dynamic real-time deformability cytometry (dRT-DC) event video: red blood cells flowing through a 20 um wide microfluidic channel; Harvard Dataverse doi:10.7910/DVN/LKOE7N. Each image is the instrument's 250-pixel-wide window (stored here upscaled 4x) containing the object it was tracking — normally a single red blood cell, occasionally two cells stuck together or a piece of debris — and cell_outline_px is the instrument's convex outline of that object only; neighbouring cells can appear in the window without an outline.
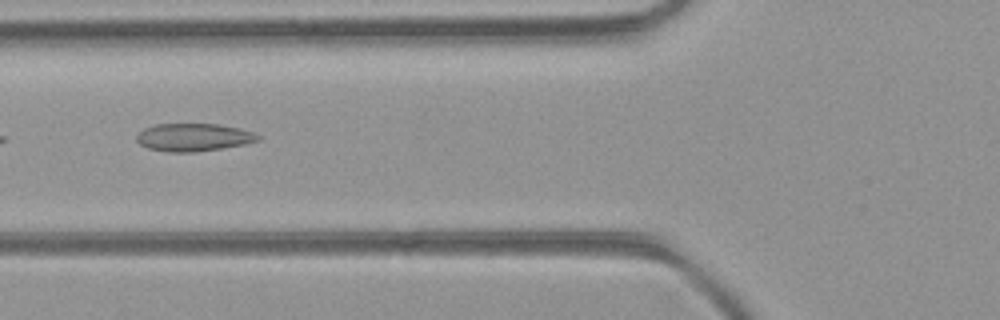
{"species": "common noctule bat (a hibernating species)", "species_latin": "Nyctalus noctula", "temperature_condition": "room temperature", "stored_images_in_passage": 6, "camera_frame_rate_fps": 3000, "um_per_image_px": 0.085, "animal": {"sex": "female", "body_mass_g": 21.9}, "frame": {"image": 1, "passage_image": 4, "time_ms": 1.0, "image_size_px": [1000, 320], "cell_outline_px": [[260, 140], [244, 144], [196, 152], [168, 152], [148, 148], [140, 144], [136, 140], [136, 136], [144, 128], [156, 124], [220, 124], [240, 128], [252, 132], [260, 136]], "centroid_in_image_um": [16.44, 11.67], "position_along_channel_um": 109.4, "area_um2": 19.59}}
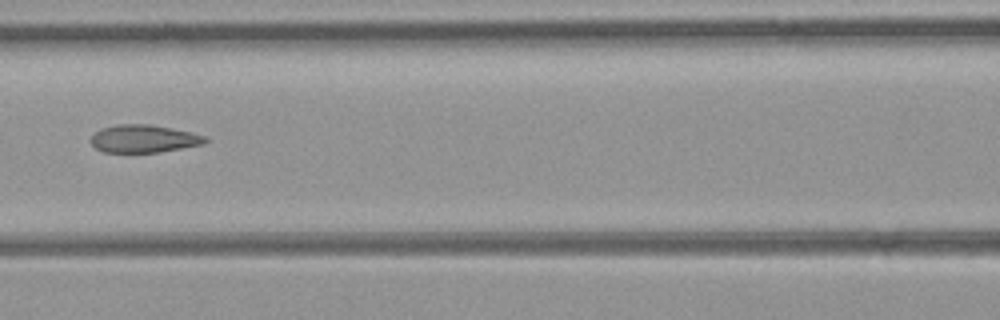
{"frame": {"image": 2, "passage_image": 5, "time_ms": 1.333, "image_size_px": [1000, 320], "cell_outline_px": [[208, 140], [204, 144], [160, 152], [104, 152], [96, 148], [92, 144], [92, 136], [96, 132], [104, 128], [120, 124], [148, 124], [192, 132], [204, 136]], "centroid_in_image_um": [12.25, 11.79], "position_along_channel_um": 154.3, "area_um2": 18.21}}
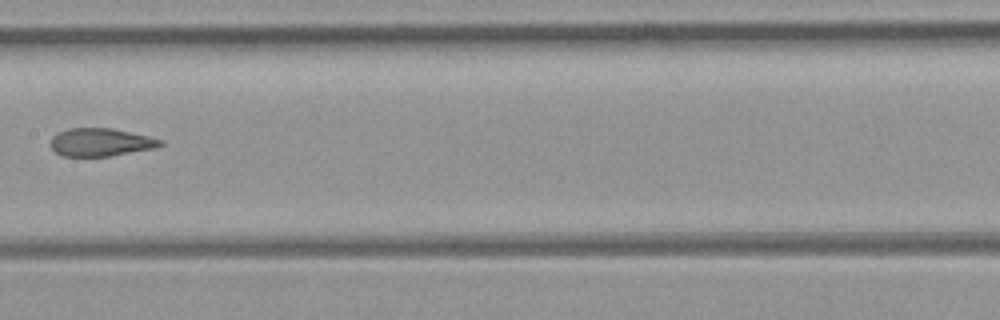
{"frame": {"image": 3, "passage_image": 6, "time_ms": 1.667, "image_size_px": [1000, 320], "cell_outline_px": [[164, 144], [152, 148], [108, 156], [60, 156], [48, 144], [52, 136], [68, 128], [112, 128], [148, 136], [164, 140]], "centroid_in_image_um": [8.51, 12.08], "position_along_channel_um": 198.9, "area_um2": 17.8}}